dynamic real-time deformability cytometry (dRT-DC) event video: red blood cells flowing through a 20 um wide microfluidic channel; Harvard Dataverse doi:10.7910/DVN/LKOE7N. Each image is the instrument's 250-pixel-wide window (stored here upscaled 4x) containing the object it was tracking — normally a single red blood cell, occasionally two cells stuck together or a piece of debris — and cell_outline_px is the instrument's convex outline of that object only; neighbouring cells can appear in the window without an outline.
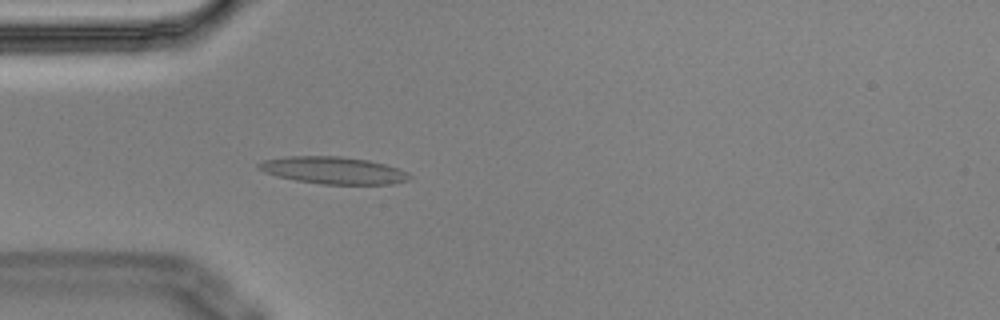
{"species": "Egyptian fruit bat (a non-hibernating species)", "species_latin": "Rousettus aegyptiacus", "temperature_condition": "cold", "stored_images_in_passage": 4, "camera_frame_rate_fps": 3000, "um_per_image_px": 0.085, "animal": {"sex": "male"}, "frame": {"image": 1, "passage_image": 4, "time_ms": 1.0, "image_size_px": [1000, 320], "cell_outline_px": [[412, 176], [408, 180], [396, 184], [320, 184], [296, 180], [276, 176], [264, 172], [256, 168], [256, 164], [264, 160], [288, 156], [340, 156], [368, 160], [400, 168], [408, 172]], "centroid_in_image_um": [28.34, 14.48], "position_along_channel_um": 56.7, "area_um2": 24.04}}